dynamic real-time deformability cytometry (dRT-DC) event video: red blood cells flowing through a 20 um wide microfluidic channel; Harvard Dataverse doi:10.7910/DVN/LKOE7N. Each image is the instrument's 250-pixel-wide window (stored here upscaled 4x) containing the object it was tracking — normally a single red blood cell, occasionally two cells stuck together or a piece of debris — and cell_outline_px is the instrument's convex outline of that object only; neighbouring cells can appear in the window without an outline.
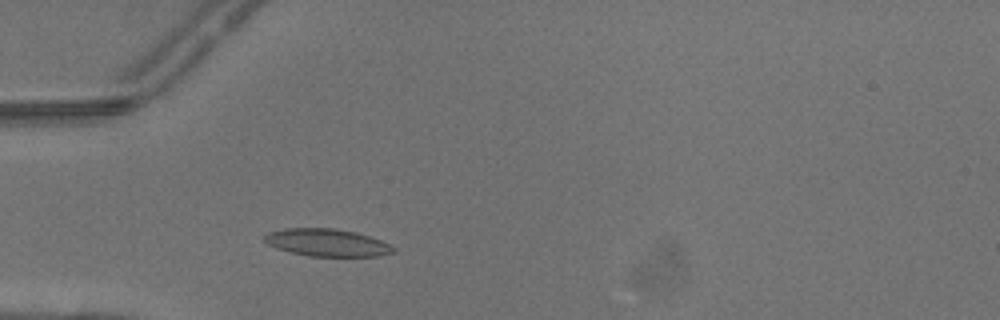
{"species": "common noctule bat (a hibernating species)", "species_latin": "Nyctalus noctula", "temperature_condition": "warm", "stored_images_in_passage": 5, "camera_frame_rate_fps": 3000, "um_per_image_px": 0.085, "animal": {"sex": "male", "body_mass_g": 13.3}, "frame": {"image": 1, "passage_image": 5, "time_ms": 1.333, "image_size_px": [1000, 320], "cell_outline_px": [[396, 248], [392, 252], [380, 256], [308, 256], [276, 248], [268, 244], [264, 240], [264, 236], [268, 232], [284, 228], [336, 228], [356, 232], [380, 240]], "centroid_in_image_um": [27.77, 20.61], "position_along_channel_um": 57.2, "area_um2": 20.52}}